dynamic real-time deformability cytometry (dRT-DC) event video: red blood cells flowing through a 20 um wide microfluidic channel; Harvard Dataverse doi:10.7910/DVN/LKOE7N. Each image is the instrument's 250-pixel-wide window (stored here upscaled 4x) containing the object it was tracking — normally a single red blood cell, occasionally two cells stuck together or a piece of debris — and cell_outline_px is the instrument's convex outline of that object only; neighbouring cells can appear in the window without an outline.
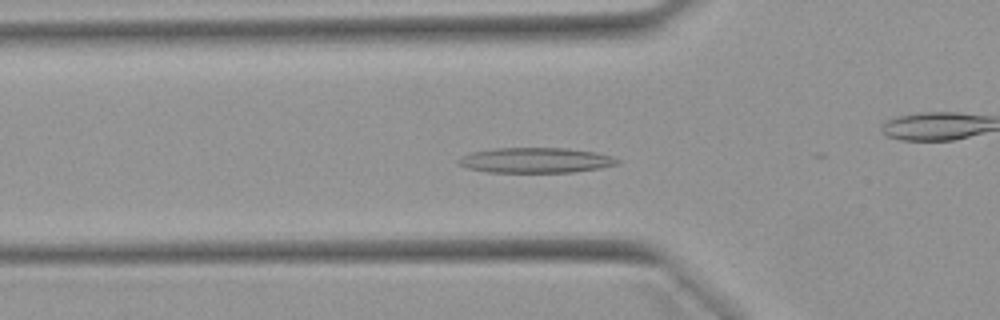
{"species": "Egyptian fruit bat (a non-hibernating species)", "species_latin": "Rousettus aegyptiacus", "temperature_condition": "warm", "stored_images_in_passage": 37, "camera_frame_rate_fps": 3000, "um_per_image_px": 0.085, "animal": {"sex": "female"}, "frame": {"image": 1, "passage_image": 7, "time_ms": 2.0, "image_size_px": [1000, 320], "cell_outline_px": [[624, 160], [620, 164], [600, 168], [572, 172], [488, 172], [468, 168], [456, 164], [456, 160], [460, 156], [472, 152], [496, 148], [568, 148], [596, 152], [612, 156]], "centroid_in_image_um": [45.56, 13.62], "position_along_channel_um": 80.2, "area_um2": 23.64}}
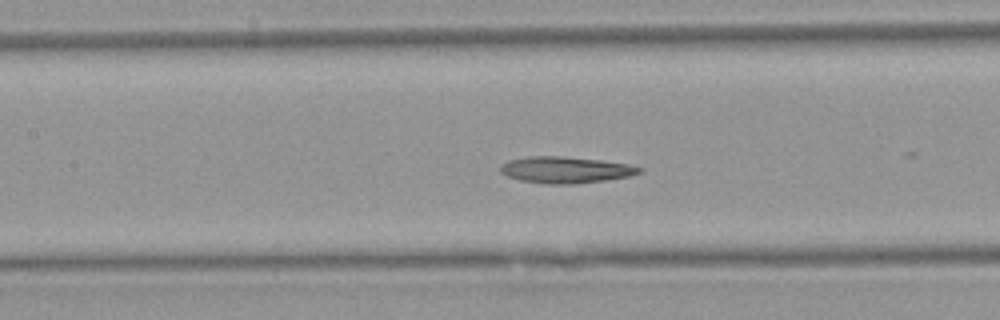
{"frame": {"image": 2, "passage_image": 13, "time_ms": 4.0, "image_size_px": [1000, 320], "cell_outline_px": [[644, 172], [628, 176], [604, 180], [576, 184], [544, 184], [520, 180], [508, 176], [500, 172], [500, 164], [508, 160], [528, 156], [560, 156], [600, 160], [628, 164], [644, 168]], "centroid_in_image_um": [48.06, 14.44], "position_along_channel_um": 159.3, "area_um2": 21.5}}
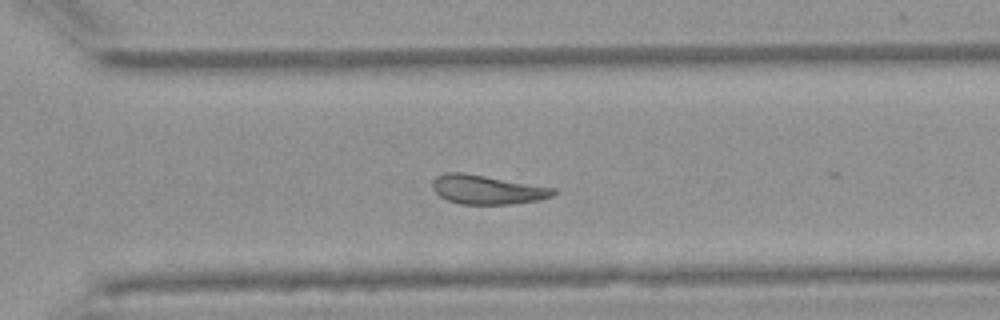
{"frame": {"image": 3, "passage_image": 26, "time_ms": 8.333, "image_size_px": [1000, 320], "cell_outline_px": [[556, 192], [552, 196], [540, 200], [508, 204], [460, 204], [448, 200], [440, 196], [432, 188], [432, 180], [436, 176], [444, 172], [464, 172], [556, 188]], "centroid_in_image_um": [41.39, 16.1], "position_along_channel_um": 329.2, "area_um2": 20.58}, "authors_computed_cell_mechanics": {"area_um2": 21.2126, "velocity_mm_per_s": 3.9358, "shape_relaxation_time_tau1_ms": 9.5362, "shape_relaxation_time_tau2_ms": 9.2748, "deformation_change_tau1": 0.2341, "deformation_change_tau2": 0.1966}}